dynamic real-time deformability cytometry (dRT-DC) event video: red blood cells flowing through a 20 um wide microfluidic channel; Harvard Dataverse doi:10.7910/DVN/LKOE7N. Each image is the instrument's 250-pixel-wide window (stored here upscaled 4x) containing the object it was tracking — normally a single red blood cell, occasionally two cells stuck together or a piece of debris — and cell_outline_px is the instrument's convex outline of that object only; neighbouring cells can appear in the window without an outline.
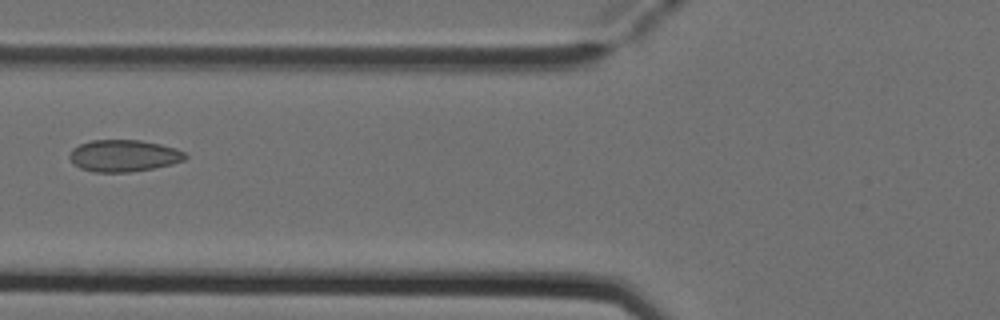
{"species": "Egyptian fruit bat (a non-hibernating species)", "species_latin": "Rousettus aegyptiacus", "temperature_condition": "cold", "stored_images_in_passage": 6, "camera_frame_rate_fps": 3000, "um_per_image_px": 0.085, "animal": {"sex": "female"}, "frame": {"image": 1, "passage_image": 5, "time_ms": 1.333, "image_size_px": [1000, 320], "cell_outline_px": [[188, 156], [184, 160], [172, 164], [152, 168], [128, 172], [92, 172], [80, 168], [68, 156], [72, 148], [80, 144], [92, 140], [140, 140], [160, 144], [176, 148], [184, 152]], "centroid_in_image_um": [10.52, 13.23], "position_along_channel_um": 115.3, "area_um2": 21.39}}
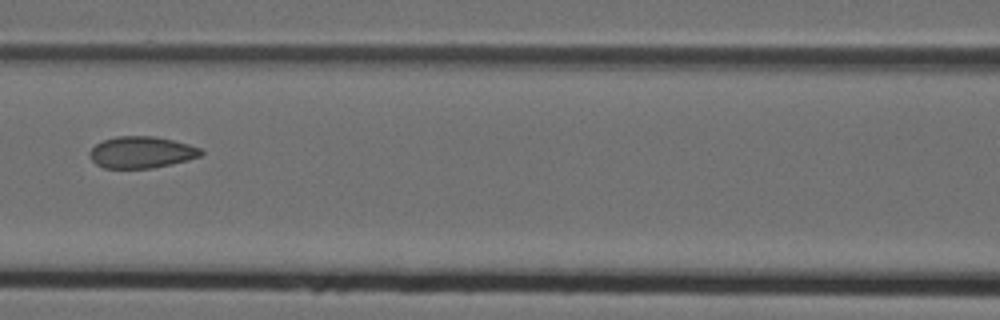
{"frame": {"image": 2, "passage_image": 6, "time_ms": 1.667, "image_size_px": [1000, 320], "cell_outline_px": [[204, 152], [200, 156], [188, 160], [152, 168], [104, 168], [96, 164], [88, 156], [88, 152], [96, 144], [104, 140], [116, 136], [156, 136], [188, 144], [200, 148]], "centroid_in_image_um": [12.0, 12.94], "position_along_channel_um": 154.6, "area_um2": 20.52}}